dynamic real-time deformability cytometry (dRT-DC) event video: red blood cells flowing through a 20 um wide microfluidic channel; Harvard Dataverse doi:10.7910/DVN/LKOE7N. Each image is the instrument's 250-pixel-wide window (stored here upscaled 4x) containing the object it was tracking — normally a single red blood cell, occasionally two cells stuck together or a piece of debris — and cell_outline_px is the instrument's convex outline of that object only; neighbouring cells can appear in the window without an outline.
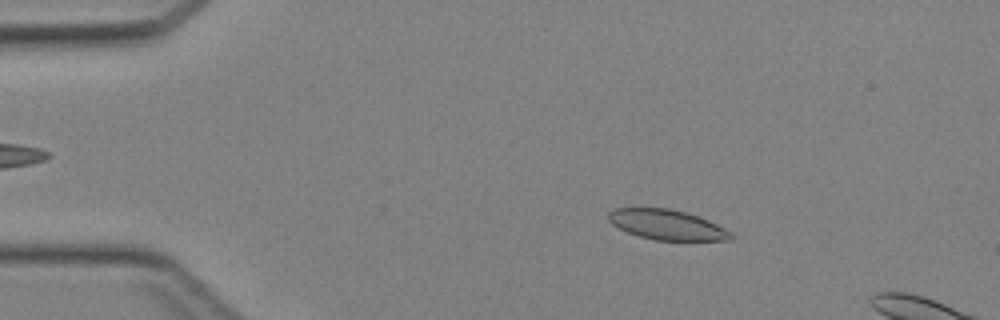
{"species": "Egyptian fruit bat (a non-hibernating species)", "species_latin": "Rousettus aegyptiacus", "temperature_condition": "cold", "stored_images_in_passage": 11, "camera_frame_rate_fps": 3000, "um_per_image_px": 0.085, "animal": {"sex": "female"}, "frame": {"image": 1, "passage_image": 7, "time_ms": 2.0, "image_size_px": [1000, 320], "cell_outline_px": [[736, 236], [732, 240], [656, 240], [640, 236], [628, 232], [612, 224], [608, 220], [608, 212], [616, 208], [668, 208], [684, 212], [708, 220], [732, 232]], "centroid_in_image_um": [56.71, 19.1], "position_along_channel_um": 28.3, "area_um2": 21.27}}